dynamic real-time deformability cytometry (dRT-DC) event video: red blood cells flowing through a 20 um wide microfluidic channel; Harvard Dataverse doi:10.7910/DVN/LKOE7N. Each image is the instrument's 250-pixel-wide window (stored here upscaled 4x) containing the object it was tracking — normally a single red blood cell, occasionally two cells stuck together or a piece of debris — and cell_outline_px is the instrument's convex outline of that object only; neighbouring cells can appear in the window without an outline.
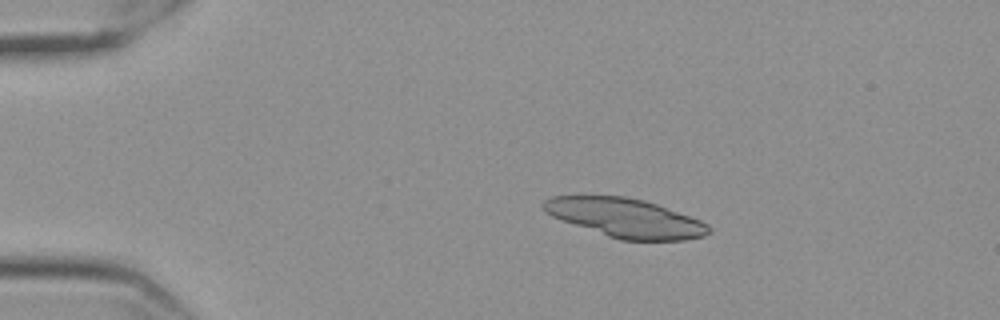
{"species": "Egyptian fruit bat (a non-hibernating species)", "species_latin": "Rousettus aegyptiacus", "temperature_condition": "cold", "stored_images_in_passage": 57, "segment_of_instrument_passage": [1, 2], "camera_frame_rate_fps": 3000, "um_per_image_px": 0.085, "frame": {"image": 1, "passage_image": 11, "time_ms": 3.333, "image_size_px": [1000, 320], "cell_outline_px": [[708, 232], [704, 236], [684, 240], [620, 240], [560, 220], [544, 212], [544, 200], [552, 196], [624, 196], [644, 200], [656, 204], [700, 220], [708, 224]], "centroid_in_image_um": [53.13, 18.52], "position_along_channel_um": 31.9, "area_um2": 37.05}}